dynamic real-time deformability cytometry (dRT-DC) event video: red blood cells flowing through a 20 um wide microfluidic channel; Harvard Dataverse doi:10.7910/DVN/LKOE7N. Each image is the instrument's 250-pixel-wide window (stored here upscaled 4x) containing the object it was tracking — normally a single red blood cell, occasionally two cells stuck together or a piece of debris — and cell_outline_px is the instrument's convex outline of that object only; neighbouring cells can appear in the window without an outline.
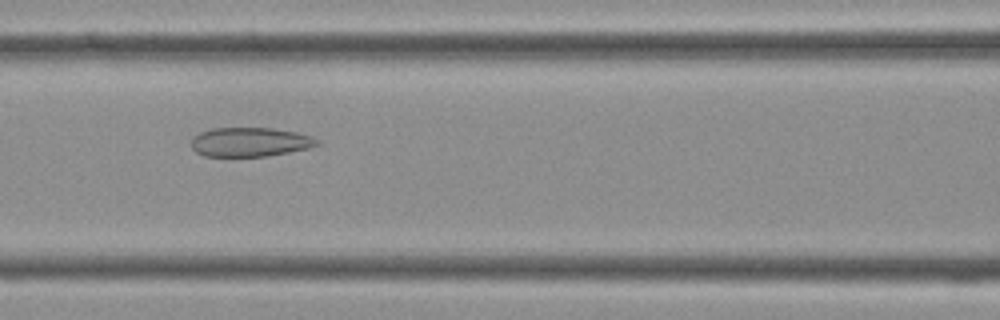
{"species": "Egyptian fruit bat (a non-hibernating species)", "species_latin": "Rousettus aegyptiacus", "temperature_condition": "cold", "stored_images_in_passage": 41, "camera_frame_rate_fps": 3000, "um_per_image_px": 0.085, "frame": {"image": 1, "passage_image": 17, "time_ms": 5.333, "image_size_px": [1000, 320], "cell_outline_px": [[320, 144], [308, 148], [268, 156], [204, 156], [196, 152], [192, 148], [192, 136], [200, 132], [212, 128], [272, 128], [296, 132], [312, 136], [320, 140]], "centroid_in_image_um": [21.25, 12.07], "position_along_channel_um": 145.3, "area_um2": 21.44}}
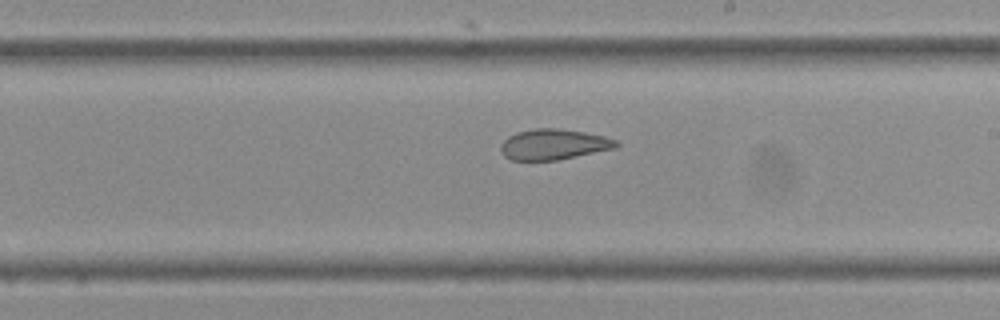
{"frame": {"image": 2, "passage_image": 23, "time_ms": 7.333, "image_size_px": [1000, 320], "cell_outline_px": [[620, 144], [616, 148], [556, 160], [512, 160], [504, 156], [500, 148], [500, 144], [508, 136], [516, 132], [536, 128], [560, 128], [584, 132], [604, 136], [616, 140]], "centroid_in_image_um": [47.05, 12.26], "position_along_channel_um": 242.0, "area_um2": 20.58}}
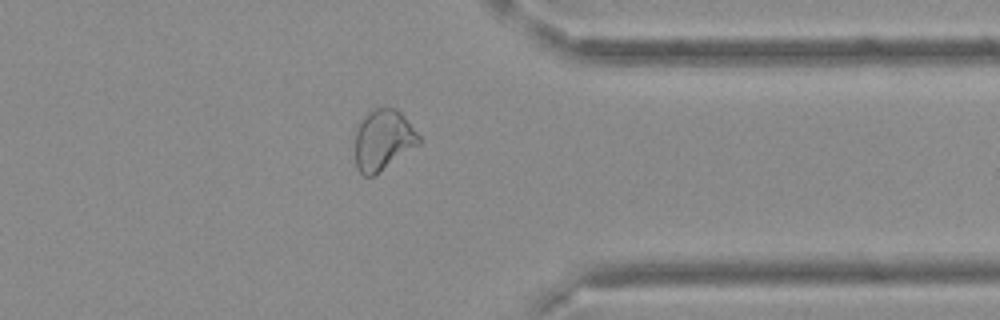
{"frame": {"image": 3, "passage_image": 32, "time_ms": 10.333, "image_size_px": [1000, 320], "cell_outline_px": [[420, 144], [372, 176], [364, 176], [356, 168], [356, 128], [360, 120], [372, 108], [396, 108], [400, 112], [420, 136]], "centroid_in_image_um": [32.55, 11.88], "position_along_channel_um": 378.8, "area_um2": 22.31}}